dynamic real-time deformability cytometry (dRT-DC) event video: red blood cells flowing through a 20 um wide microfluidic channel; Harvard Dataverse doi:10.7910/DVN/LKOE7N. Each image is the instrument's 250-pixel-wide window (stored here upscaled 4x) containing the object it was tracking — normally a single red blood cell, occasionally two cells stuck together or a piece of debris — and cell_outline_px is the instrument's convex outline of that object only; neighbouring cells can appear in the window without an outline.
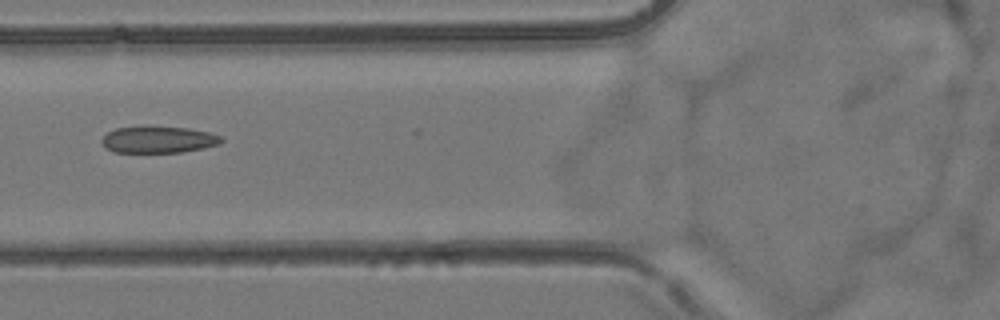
{"species": "common noctule bat (a hibernating species)", "species_latin": "Nyctalus noctula", "temperature_condition": "room temperature", "stored_images_in_passage": 7, "camera_frame_rate_fps": 3000, "um_per_image_px": 0.085, "animal": {"sex": "female", "body_mass_g": 24.6, "forearm_length_mm": 56.2}, "frame": {"image": 1, "passage_image": 7, "time_ms": 6.667, "image_size_px": [1000, 320], "cell_outline_px": [[224, 140], [220, 144], [180, 152], [112, 152], [104, 148], [100, 140], [108, 132], [116, 128], [140, 124], [188, 128], [208, 132], [220, 136]], "centroid_in_image_um": [13.39, 11.83], "position_along_channel_um": 112.4, "area_um2": 19.07}}